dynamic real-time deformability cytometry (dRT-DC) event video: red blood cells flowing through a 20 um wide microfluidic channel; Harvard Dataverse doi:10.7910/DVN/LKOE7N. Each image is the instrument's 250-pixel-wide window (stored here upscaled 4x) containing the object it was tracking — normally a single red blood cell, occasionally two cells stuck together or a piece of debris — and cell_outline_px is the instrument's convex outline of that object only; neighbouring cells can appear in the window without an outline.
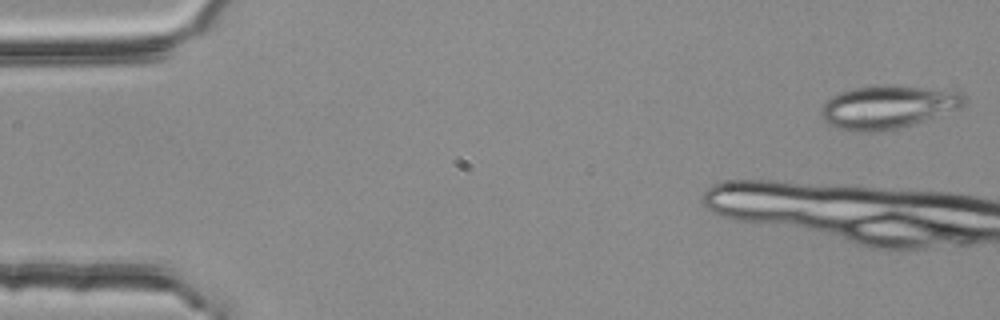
{"species": "common noctule bat (a hibernating species)", "species_latin": "Nyctalus noctula", "temperature_condition": "room temperature", "stored_images_in_passage": 10, "camera_frame_rate_fps": 3000, "um_per_image_px": 0.085, "animal": {"sex": "female", "body_mass_g": 25.1}, "frame": {"image": 1, "passage_image": 1, "time_ms": 0.0, "image_size_px": [1000, 320], "cell_outline_px": [[968, 100], [960, 108], [900, 128], [880, 132], [852, 132], [828, 124], [820, 116], [820, 104], [824, 100], [840, 92], [852, 88], [872, 84], [896, 84], [960, 92]], "centroid_in_image_um": [75.39, 9.08], "position_along_channel_um": 9.6, "area_um2": 36.7}}